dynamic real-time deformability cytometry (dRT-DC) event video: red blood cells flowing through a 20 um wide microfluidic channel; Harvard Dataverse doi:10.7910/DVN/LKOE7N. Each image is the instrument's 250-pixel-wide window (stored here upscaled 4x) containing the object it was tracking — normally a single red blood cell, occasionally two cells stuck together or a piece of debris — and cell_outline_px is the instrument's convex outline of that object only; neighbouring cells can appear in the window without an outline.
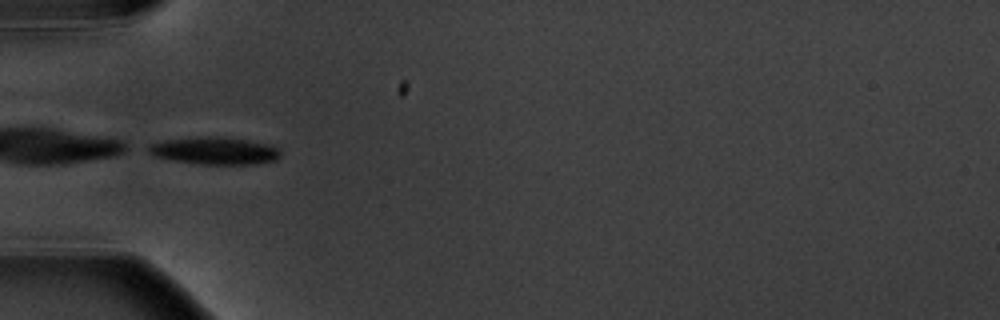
{"species": "common noctule bat (a hibernating species)", "species_latin": "Nyctalus noctula", "temperature_condition": "warm", "stored_images_in_passage": 6, "camera_frame_rate_fps": 3000, "um_per_image_px": 0.085, "animal": {"sex": "male", "body_mass_g": 20.1, "forearm_length_mm": 53.5}, "frame": {"image": 1, "passage_image": 4, "time_ms": 3.333, "image_size_px": [1000, 320], "cell_outline_px": [[280, 156], [276, 160], [256, 164], [200, 164], [172, 160], [156, 156], [140, 148], [148, 144], [164, 140], [200, 136], [208, 136], [248, 140], [272, 144], [280, 152]], "centroid_in_image_um": [18.18, 12.81], "position_along_channel_um": 66.8, "area_um2": 21.27}}
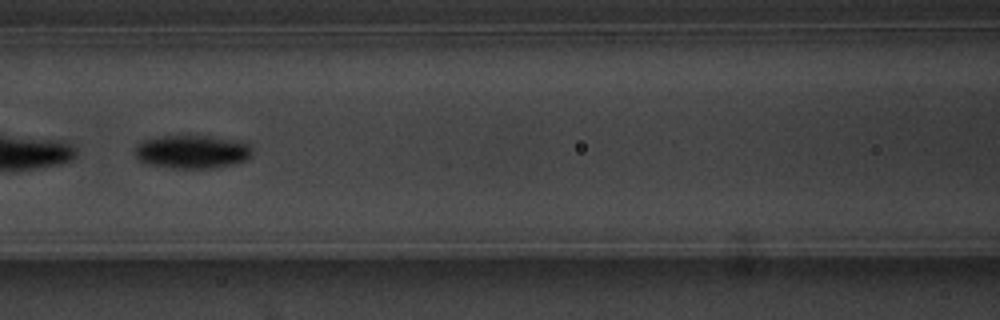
{"frame": {"image": 2, "passage_image": 6, "time_ms": 5.667, "image_size_px": [1000, 320], "cell_outline_px": [[252, 156], [248, 160], [216, 168], [172, 168], [148, 164], [140, 160], [136, 156], [136, 148], [144, 140], [164, 136], [208, 136], [244, 140], [252, 148]], "centroid_in_image_um": [16.43, 12.9], "position_along_channel_um": 150.2, "area_um2": 22.89}}